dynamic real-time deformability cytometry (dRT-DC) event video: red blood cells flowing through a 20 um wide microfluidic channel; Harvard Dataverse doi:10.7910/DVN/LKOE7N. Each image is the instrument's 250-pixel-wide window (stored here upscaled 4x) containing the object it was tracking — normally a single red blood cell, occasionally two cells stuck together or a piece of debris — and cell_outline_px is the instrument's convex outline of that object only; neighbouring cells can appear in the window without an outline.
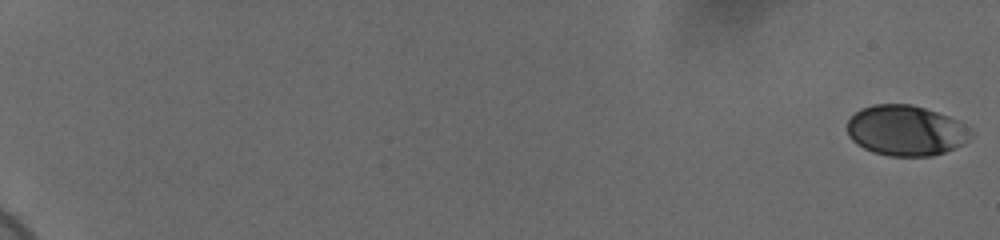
{"species": "human", "species_latin": "Homo sapiens", "temperature_condition": "cold", "stored_images_in_passage": 60, "camera_frame_rate_fps": 3000, "um_per_image_px": 0.085, "donor": {"sex": "female"}, "frame": {"image": 1, "passage_image": 1, "time_ms": 0.0, "image_size_px": [1000, 240], "cell_outline_px": [[972, 128], [968, 140], [964, 144], [944, 152], [932, 156], [888, 156], [872, 152], [856, 144], [848, 136], [848, 120], [860, 108], [872, 104], [912, 104], [948, 116]], "centroid_in_image_um": [76.98, 11.1], "position_along_channel_um": 8.0, "area_um2": 36.41}}
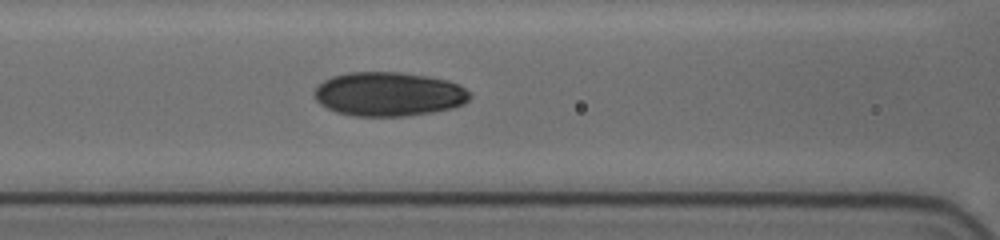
{"frame": {"image": 2, "passage_image": 30, "time_ms": 9.667, "image_size_px": [1000, 240], "cell_outline_px": [[472, 96], [464, 104], [452, 108], [432, 112], [408, 116], [352, 116], [336, 112], [320, 104], [316, 100], [312, 92], [324, 80], [332, 76], [348, 72], [400, 72], [428, 76], [448, 80], [460, 84], [472, 92]], "centroid_in_image_um": [33.07, 8.0], "position_along_channel_um": 133.5, "area_um2": 40.4}}
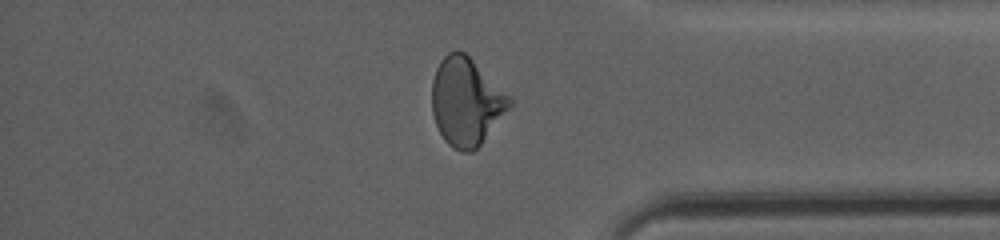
{"frame": {"image": 3, "passage_image": 52, "time_ms": 17.0, "image_size_px": [1000, 240], "cell_outline_px": [[512, 104], [480, 144], [472, 152], [460, 152], [452, 148], [444, 140], [436, 124], [432, 112], [432, 80], [436, 68], [440, 60], [448, 52], [464, 52], [512, 96]], "centroid_in_image_um": [39.62, 8.64], "position_along_channel_um": 395.6, "area_um2": 39.54}, "authors_computed_cell_mechanics": {"area_um2": 37.9168, "velocity_mm_per_s": 3.6932, "shape_relaxation_time_tau1_ms": 6.2925, "shape_relaxation_time_tau2_ms": 1.8404, "deformation_change_tau1": 0.1472, "deformation_change_tau2": 0.0559}}